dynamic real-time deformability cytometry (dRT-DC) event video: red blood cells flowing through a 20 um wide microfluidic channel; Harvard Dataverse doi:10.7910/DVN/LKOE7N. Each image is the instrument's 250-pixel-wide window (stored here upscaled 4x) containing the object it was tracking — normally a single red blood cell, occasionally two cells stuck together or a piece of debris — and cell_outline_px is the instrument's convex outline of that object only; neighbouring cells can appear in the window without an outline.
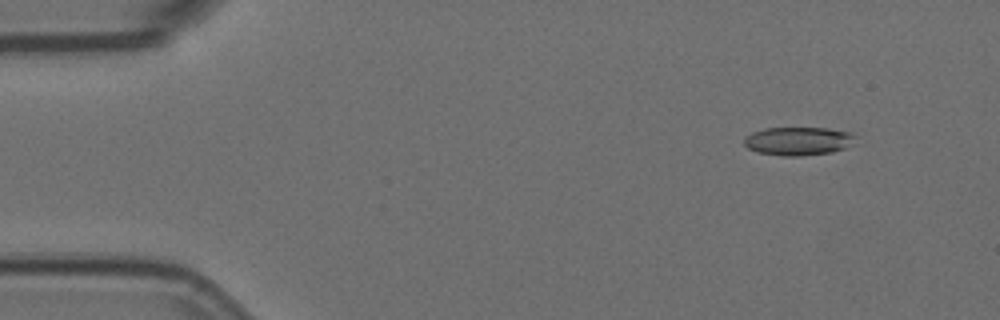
{"species": "Egyptian fruit bat (a non-hibernating species)", "species_latin": "Rousettus aegyptiacus", "temperature_condition": "room temperature", "stored_images_in_passage": 4, "camera_frame_rate_fps": 3000, "um_per_image_px": 0.085, "animal": {"sex": "female"}, "frame": {"image": 1, "passage_image": 1, "time_ms": 0.0, "image_size_px": [1000, 320], "cell_outline_px": [[856, 136], [844, 148], [832, 152], [800, 156], [780, 156], [756, 152], [748, 148], [744, 144], [744, 136], [752, 132], [764, 128], [828, 128], [852, 132]], "centroid_in_image_um": [67.79, 11.99], "position_along_channel_um": 17.2, "area_um2": 18.44}}
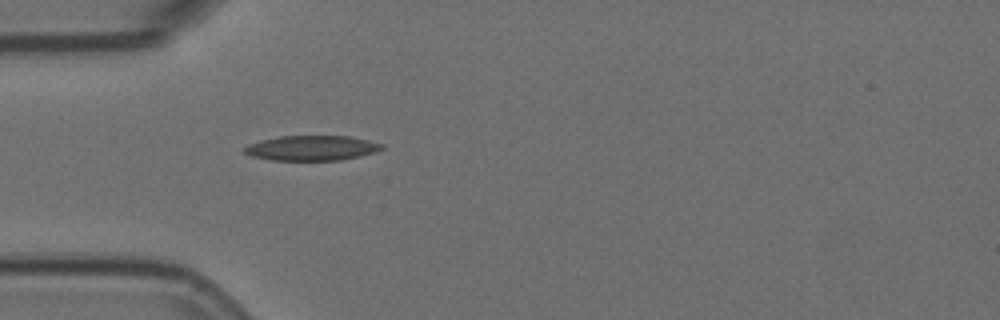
{"frame": {"image": 2, "passage_image": 4, "time_ms": 1.0, "image_size_px": [1000, 320], "cell_outline_px": [[384, 148], [376, 152], [340, 160], [272, 160], [252, 156], [244, 152], [244, 148], [248, 144], [260, 140], [280, 136], [348, 136], [368, 140], [384, 144]], "centroid_in_image_um": [26.5, 12.58], "position_along_channel_um": 58.5, "area_um2": 19.94}}